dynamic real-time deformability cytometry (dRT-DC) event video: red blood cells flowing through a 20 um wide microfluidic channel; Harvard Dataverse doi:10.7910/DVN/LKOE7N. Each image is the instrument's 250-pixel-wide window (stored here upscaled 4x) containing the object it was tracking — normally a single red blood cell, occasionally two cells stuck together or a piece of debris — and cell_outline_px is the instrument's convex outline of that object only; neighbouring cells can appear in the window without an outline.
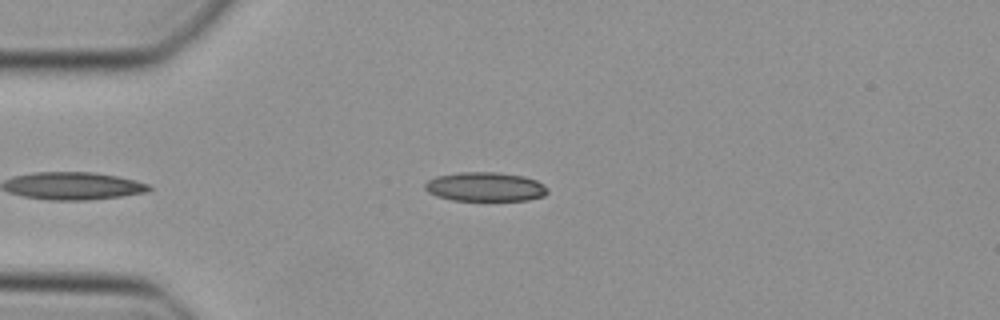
{"species": "Egyptian fruit bat (a non-hibernating species)", "species_latin": "Rousettus aegyptiacus", "temperature_condition": "cold", "stored_images_in_passage": 34, "camera_frame_rate_fps": 3000, "um_per_image_px": 0.085, "animal": {"sex": "female"}, "frame": {"image": 1, "passage_image": 1, "time_ms": 0.0, "image_size_px": [1000, 320], "cell_outline_px": [[548, 192], [544, 196], [528, 200], [452, 200], [436, 196], [428, 192], [424, 188], [424, 184], [428, 180], [436, 176], [460, 172], [496, 172], [524, 176], [536, 180], [544, 184], [548, 188]], "centroid_in_image_um": [41.25, 15.87], "position_along_channel_um": 43.8, "area_um2": 20.92}}
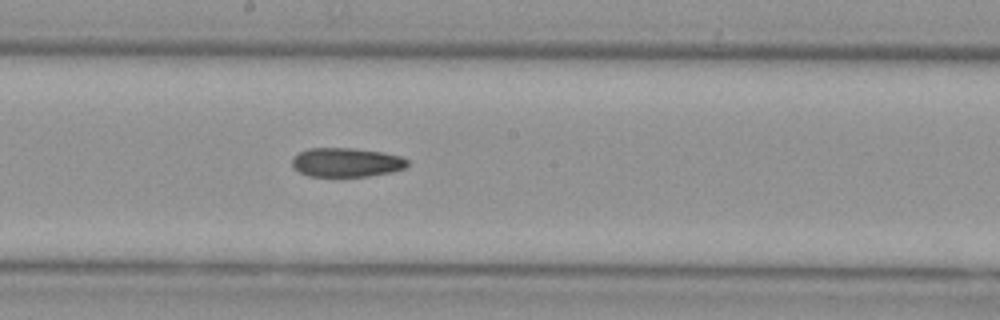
{"frame": {"image": 2, "passage_image": 15, "time_ms": 4.667, "image_size_px": [1000, 320], "cell_outline_px": [[408, 164], [404, 168], [388, 172], [368, 176], [308, 176], [300, 172], [292, 164], [292, 160], [300, 152], [308, 148], [352, 148], [380, 152], [400, 156], [408, 160]], "centroid_in_image_um": [29.43, 13.8], "position_along_channel_um": 218.8, "area_um2": 19.19}}
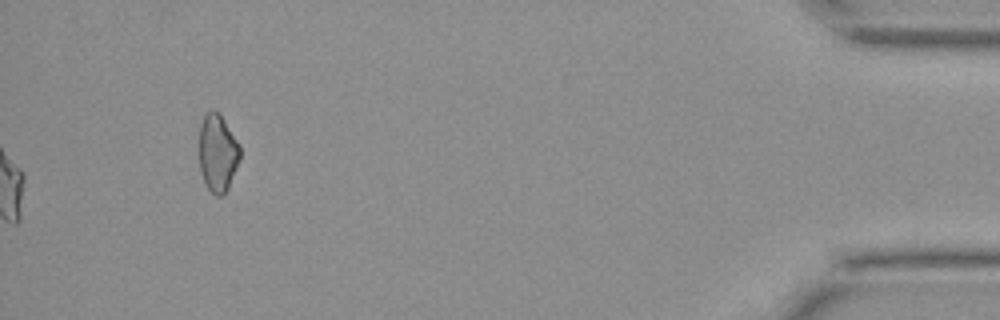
{"frame": {"image": 3, "passage_image": 34, "time_ms": 11.0, "image_size_px": [1000, 320], "cell_outline_px": [[240, 160], [228, 188], [224, 196], [216, 196], [204, 184], [200, 172], [200, 124], [204, 116], [212, 108], [224, 120], [240, 144]], "centroid_in_image_um": [18.51, 13.04], "position_along_channel_um": 416.7, "area_um2": 18.5}}